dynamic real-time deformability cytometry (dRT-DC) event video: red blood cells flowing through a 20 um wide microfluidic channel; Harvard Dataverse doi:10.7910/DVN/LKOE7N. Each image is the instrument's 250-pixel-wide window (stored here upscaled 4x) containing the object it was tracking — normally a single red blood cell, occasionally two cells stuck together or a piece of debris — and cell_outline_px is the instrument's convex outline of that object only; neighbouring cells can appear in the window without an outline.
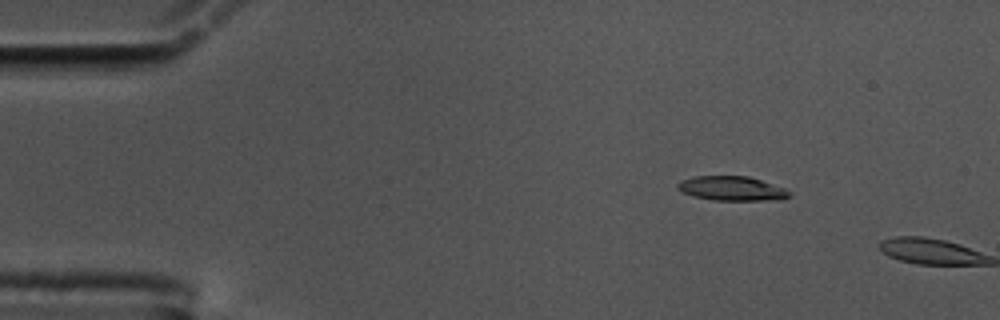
{"species": "common noctule bat (a hibernating species)", "species_latin": "Nyctalus noctula", "temperature_condition": "cold", "stored_images_in_passage": 3, "camera_frame_rate_fps": 3000, "um_per_image_px": 0.085, "animal": {"sex": "male", "body_mass_g": 17.5, "forearm_length_mm": 52.3}, "frame": {"image": 1, "passage_image": 2, "time_ms": 0.333, "image_size_px": [1000, 320], "cell_outline_px": [[792, 196], [780, 200], [712, 200], [692, 196], [676, 188], [676, 184], [680, 180], [696, 176], [748, 176], [784, 188], [792, 192]], "centroid_in_image_um": [62.21, 16.03], "position_along_channel_um": 22.8, "area_um2": 15.95}}